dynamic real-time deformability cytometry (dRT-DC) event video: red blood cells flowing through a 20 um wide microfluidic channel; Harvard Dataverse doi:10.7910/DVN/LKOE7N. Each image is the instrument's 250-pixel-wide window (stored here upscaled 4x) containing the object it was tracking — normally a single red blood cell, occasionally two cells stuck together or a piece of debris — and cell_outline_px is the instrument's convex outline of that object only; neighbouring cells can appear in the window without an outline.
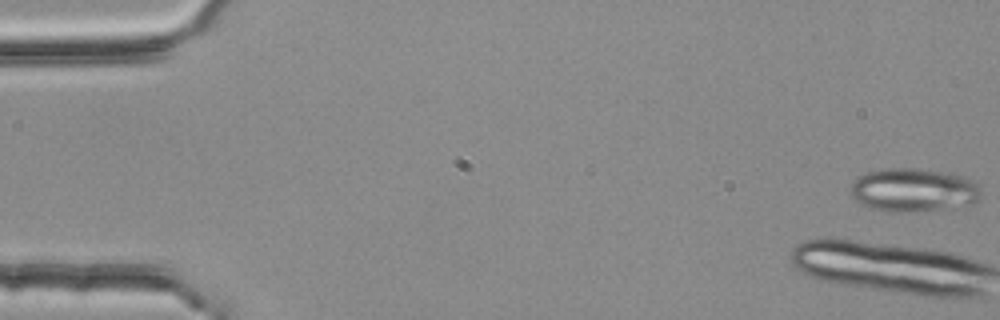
{"species": "common noctule bat (a hibernating species)", "species_latin": "Nyctalus noctula", "temperature_condition": "room temperature", "stored_images_in_passage": 19, "camera_frame_rate_fps": 3000, "um_per_image_px": 0.085, "animal": {"sex": "female", "body_mass_g": 25.1}, "frame": {"image": 1, "passage_image": 1, "time_ms": 0.0, "image_size_px": [1000, 320], "cell_outline_px": [[980, 200], [968, 204], [944, 208], [912, 212], [896, 212], [868, 208], [856, 200], [852, 196], [852, 184], [860, 176], [868, 172], [884, 168], [916, 168], [964, 176], [980, 184]], "centroid_in_image_um": [77.66, 16.15], "position_along_channel_um": 7.3, "area_um2": 32.77}}